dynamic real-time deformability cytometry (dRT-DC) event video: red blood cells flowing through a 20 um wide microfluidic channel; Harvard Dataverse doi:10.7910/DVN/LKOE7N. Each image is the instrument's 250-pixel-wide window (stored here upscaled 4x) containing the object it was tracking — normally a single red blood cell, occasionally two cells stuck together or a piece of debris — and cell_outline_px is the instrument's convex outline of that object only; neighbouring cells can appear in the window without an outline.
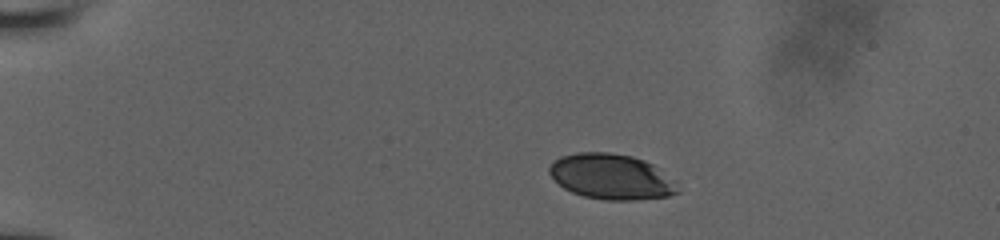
{"species": "human", "species_latin": "Homo sapiens", "temperature_condition": "room temperature", "stored_images_in_passage": 12, "camera_frame_rate_fps": 3000, "um_per_image_px": 0.085, "donor": {"sex": "male"}, "frame": {"image": 1, "passage_image": 1, "time_ms": 0.0, "image_size_px": [1000, 240], "cell_outline_px": [[680, 192], [668, 196], [632, 200], [604, 200], [584, 196], [572, 192], [564, 188], [548, 172], [548, 168], [552, 160], [560, 156], [576, 152], [608, 152], [632, 156], [644, 160], [652, 164], [676, 180]], "centroid_in_image_um": [51.97, 15.01], "position_along_channel_um": 33.0, "area_um2": 34.22}}